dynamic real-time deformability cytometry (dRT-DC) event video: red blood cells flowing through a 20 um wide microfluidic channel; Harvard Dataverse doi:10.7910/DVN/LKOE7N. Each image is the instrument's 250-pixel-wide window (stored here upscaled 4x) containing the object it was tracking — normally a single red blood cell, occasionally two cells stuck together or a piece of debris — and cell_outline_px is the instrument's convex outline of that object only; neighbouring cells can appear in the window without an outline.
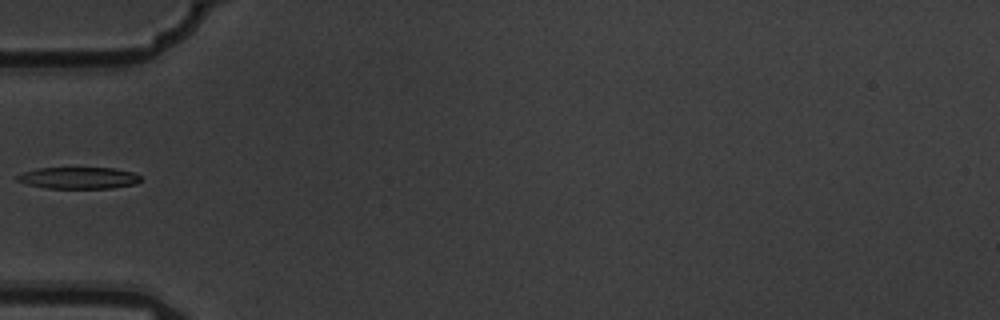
{"species": "common noctule bat (a hibernating species)", "species_latin": "Nyctalus noctula", "temperature_condition": "warm", "stored_images_in_passage": 2, "camera_frame_rate_fps": 3000, "um_per_image_px": 0.085, "animal": {"sex": "male", "body_mass_g": 19.5, "forearm_length_mm": 54.6}, "frame": {"image": 1, "passage_image": 2, "time_ms": 0.333, "image_size_px": [1000, 320], "cell_outline_px": [[140, 180], [136, 184], [112, 188], [44, 188], [28, 184], [16, 180], [16, 176], [24, 172], [36, 168], [116, 168], [132, 172], [140, 176]], "centroid_in_image_um": [6.68, 15.12], "position_along_channel_um": 78.3, "area_um2": 15.55}}